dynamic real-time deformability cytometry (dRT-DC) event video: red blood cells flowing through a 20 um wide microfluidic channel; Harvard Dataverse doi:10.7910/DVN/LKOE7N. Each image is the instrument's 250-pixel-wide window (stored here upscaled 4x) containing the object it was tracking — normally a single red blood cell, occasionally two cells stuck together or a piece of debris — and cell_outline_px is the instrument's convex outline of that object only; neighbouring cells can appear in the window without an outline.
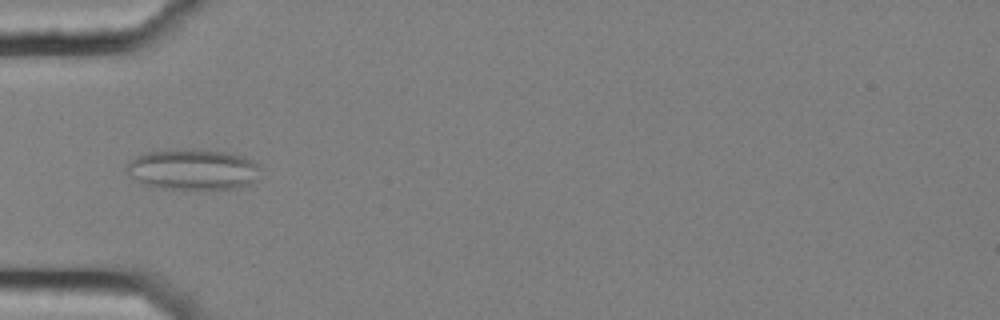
{"species": "common noctule bat (a hibernating species)", "species_latin": "Nyctalus noctula", "temperature_condition": "cold", "stored_images_in_passage": 10, "camera_frame_rate_fps": 3000, "um_per_image_px": 0.085, "animal": {"sex": "female", "body_mass_g": 25.1}, "frame": {"image": 1, "passage_image": 6, "time_ms": 1.667, "image_size_px": [1000, 320], "cell_outline_px": [[260, 168], [252, 184], [240, 188], [160, 188], [144, 184], [136, 180], [124, 168], [136, 156], [148, 152], [196, 148], [224, 152], [244, 156], [252, 160]], "centroid_in_image_um": [16.41, 14.39], "position_along_channel_um": 68.6, "area_um2": 31.44}}